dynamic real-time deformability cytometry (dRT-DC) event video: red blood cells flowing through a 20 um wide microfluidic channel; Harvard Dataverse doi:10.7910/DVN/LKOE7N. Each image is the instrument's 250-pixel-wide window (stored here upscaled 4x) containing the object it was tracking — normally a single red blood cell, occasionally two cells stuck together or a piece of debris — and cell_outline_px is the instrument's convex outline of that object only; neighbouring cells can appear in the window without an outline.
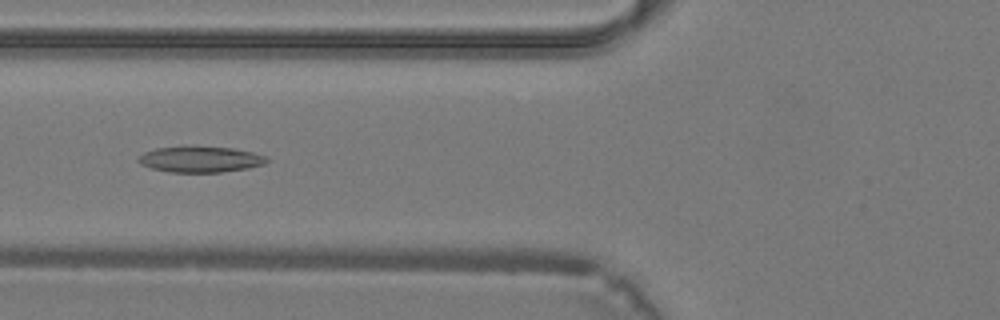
{"species": "common noctule bat (a hibernating species)", "species_latin": "Nyctalus noctula", "temperature_condition": "warm", "stored_images_in_passage": 28, "camera_frame_rate_fps": 3000, "um_per_image_px": 0.085, "animal": {"sex": "male", "body_mass_g": 19.2, "forearm_length_mm": 51.8}, "frame": {"image": 1, "passage_image": 8, "time_ms": 2.333, "image_size_px": [1000, 320], "cell_outline_px": [[272, 160], [264, 164], [248, 168], [220, 172], [168, 172], [152, 168], [140, 164], [136, 160], [144, 152], [156, 148], [184, 144], [232, 148], [252, 152], [264, 156]], "centroid_in_image_um": [17.0, 13.51], "position_along_channel_um": 108.8, "area_um2": 19.94}}
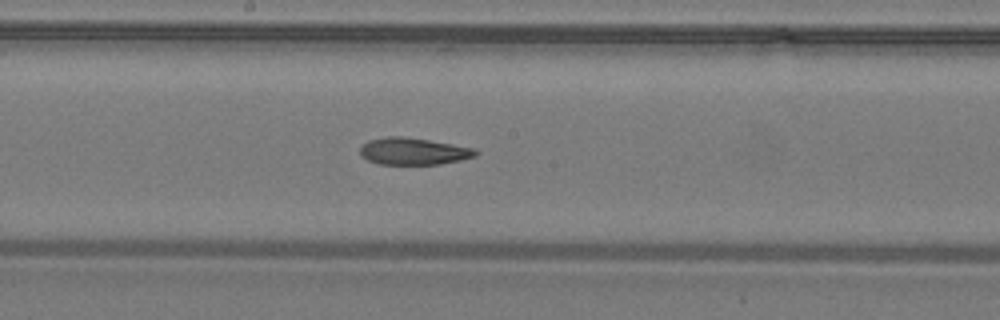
{"frame": {"image": 2, "passage_image": 14, "time_ms": 4.333, "image_size_px": [1000, 320], "cell_outline_px": [[480, 152], [476, 156], [460, 160], [440, 164], [380, 164], [368, 160], [360, 156], [360, 148], [368, 140], [388, 136], [404, 136], [476, 148]], "centroid_in_image_um": [35.16, 12.85], "position_along_channel_um": 213.0, "area_um2": 18.21}}
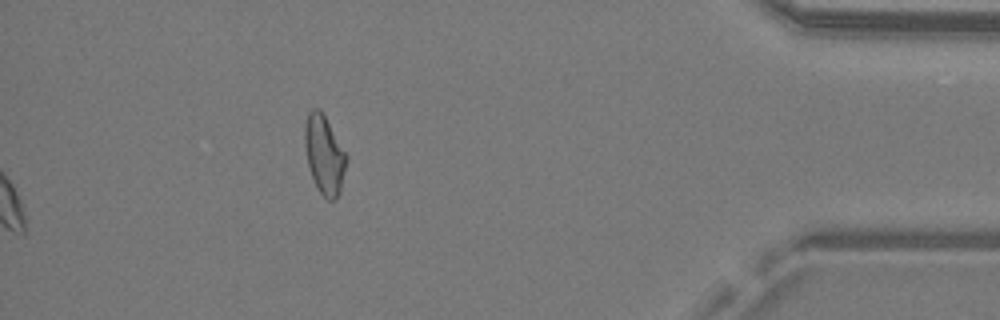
{"frame": {"image": 3, "passage_image": 28, "time_ms": 9.0, "image_size_px": [1000, 320], "cell_outline_px": [[348, 160], [340, 192], [336, 200], [328, 200], [320, 192], [312, 176], [308, 164], [304, 144], [304, 124], [308, 112], [312, 108], [320, 108], [348, 156]], "centroid_in_image_um": [27.57, 13.13], "position_along_channel_um": 407.6, "area_um2": 19.19}}